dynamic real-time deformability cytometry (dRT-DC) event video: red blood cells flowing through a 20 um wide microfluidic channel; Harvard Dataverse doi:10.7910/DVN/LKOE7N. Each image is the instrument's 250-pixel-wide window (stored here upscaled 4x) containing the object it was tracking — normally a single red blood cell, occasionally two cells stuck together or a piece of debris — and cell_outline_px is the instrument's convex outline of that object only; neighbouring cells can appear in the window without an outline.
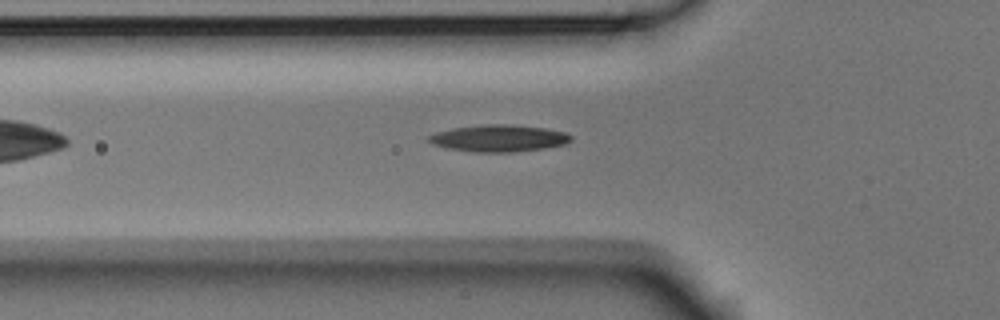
{"species": "Egyptian fruit bat (a non-hibernating species)", "species_latin": "Rousettus aegyptiacus", "temperature_condition": "room temperature", "stored_images_in_passage": 33, "camera_frame_rate_fps": 3000, "um_per_image_px": 0.085, "animal": {"sex": "male"}, "frame": {"image": 1, "passage_image": 4, "time_ms": 1.0, "image_size_px": [1000, 320], "cell_outline_px": [[572, 140], [564, 144], [544, 148], [512, 152], [476, 152], [448, 148], [432, 144], [428, 140], [428, 136], [436, 132], [452, 128], [484, 124], [508, 124], [544, 128], [564, 132], [572, 136]], "centroid_in_image_um": [42.38, 11.75], "position_along_channel_um": 83.4, "area_um2": 22.14}}
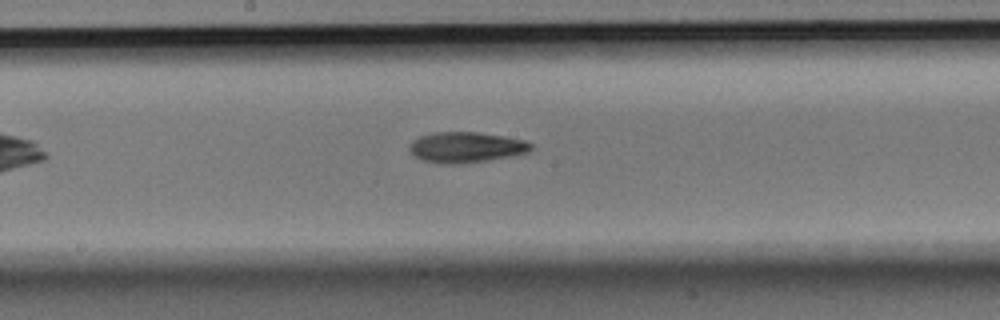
{"frame": {"image": 2, "passage_image": 14, "time_ms": 4.333, "image_size_px": [1000, 320], "cell_outline_px": [[532, 148], [528, 152], [512, 156], [460, 164], [440, 164], [420, 160], [408, 148], [408, 144], [412, 140], [420, 136], [432, 132], [476, 132], [504, 136], [524, 140], [532, 144]], "centroid_in_image_um": [39.57, 12.52], "position_along_channel_um": 208.6, "area_um2": 21.79}}
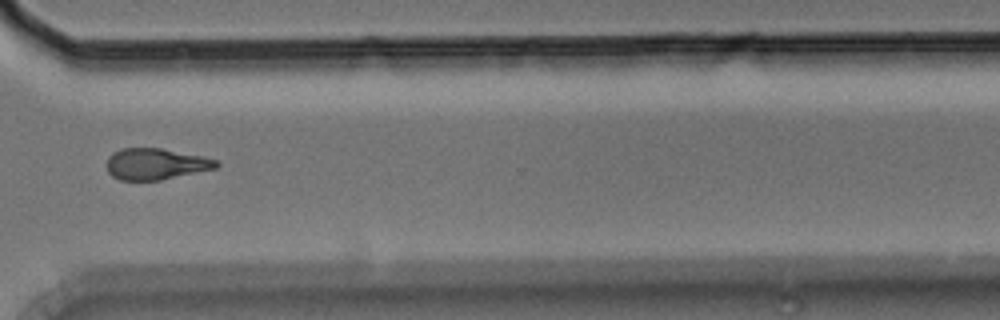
{"frame": {"image": 3, "passage_image": 26, "time_ms": 8.333, "image_size_px": [1000, 320], "cell_outline_px": [[220, 164], [216, 168], [160, 180], [120, 180], [112, 176], [108, 172], [108, 156], [112, 152], [120, 148], [160, 148], [204, 156], [216, 160]], "centroid_in_image_um": [13.23, 13.93], "position_along_channel_um": 357.4, "area_um2": 19.94}, "authors_computed_cell_mechanics": {"area_um2": 20.6924, "velocity_mm_per_s": 3.7248, "shape_relaxation_time_tau1_ms": 5.9025, "shape_relaxation_time_tau2_ms": 5.361, "deformation_change_tau1": 0.1685, "deformation_change_tau2": 0.1601}}